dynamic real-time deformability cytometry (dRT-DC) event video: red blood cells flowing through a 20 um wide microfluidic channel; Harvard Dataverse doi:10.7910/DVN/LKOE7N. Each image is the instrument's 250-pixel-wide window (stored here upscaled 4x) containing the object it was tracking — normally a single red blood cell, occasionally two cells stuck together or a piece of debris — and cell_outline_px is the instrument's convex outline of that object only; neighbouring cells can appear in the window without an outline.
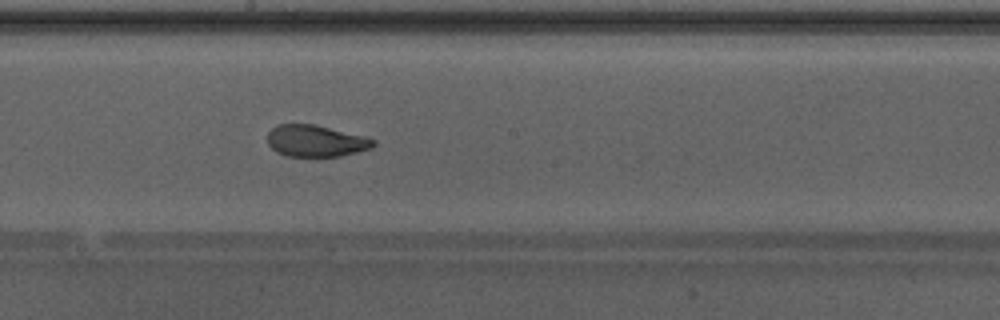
{"species": "Egyptian fruit bat (a non-hibernating species)", "species_latin": "Rousettus aegyptiacus", "temperature_condition": "warm", "stored_images_in_passage": 41, "camera_frame_rate_fps": 3000, "um_per_image_px": 0.085, "animal": {"sex": "male"}, "frame": {"image": 1, "passage_image": 24, "time_ms": 7.667, "image_size_px": [1000, 320], "cell_outline_px": [[376, 144], [372, 148], [340, 156], [284, 156], [276, 152], [268, 144], [268, 132], [276, 124], [312, 124], [364, 136], [376, 140]], "centroid_in_image_um": [26.82, 11.98], "position_along_channel_um": 221.4, "area_um2": 19.48}}